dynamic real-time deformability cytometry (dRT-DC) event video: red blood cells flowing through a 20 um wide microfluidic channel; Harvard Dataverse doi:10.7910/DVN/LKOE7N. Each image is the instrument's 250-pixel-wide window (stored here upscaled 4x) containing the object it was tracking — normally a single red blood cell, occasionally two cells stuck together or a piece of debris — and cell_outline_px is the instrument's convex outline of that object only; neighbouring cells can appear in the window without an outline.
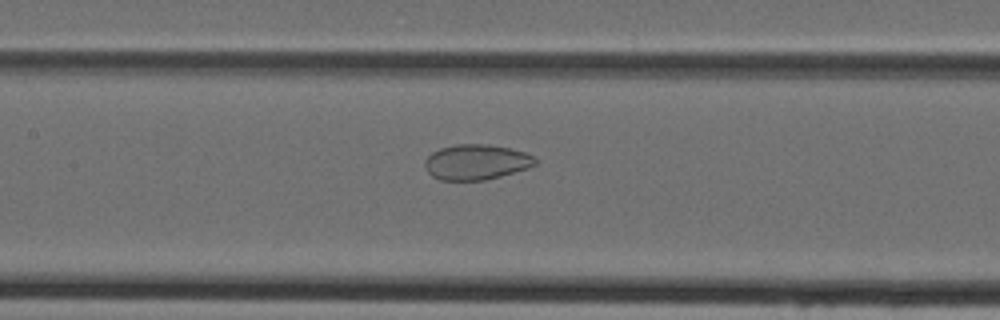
{"species": "Egyptian fruit bat (a non-hibernating species)", "species_latin": "Rousettus aegyptiacus", "temperature_condition": "cold", "stored_images_in_passage": 34, "camera_frame_rate_fps": 3000, "um_per_image_px": 0.085, "animal": {"sex": "female"}, "frame": {"image": 1, "passage_image": 13, "time_ms": 4.0, "image_size_px": [1000, 320], "cell_outline_px": [[536, 164], [528, 168], [500, 176], [484, 180], [440, 180], [432, 176], [424, 168], [424, 160], [432, 152], [440, 148], [456, 144], [488, 144], [508, 148], [524, 152], [532, 156], [536, 160]], "centroid_in_image_um": [40.44, 13.77], "position_along_channel_um": 167.0, "area_um2": 22.66}}
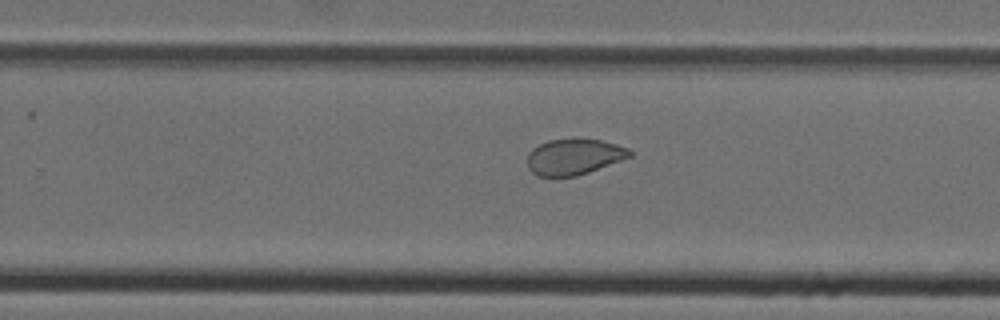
{"frame": {"image": 2, "passage_image": 21, "time_ms": 6.667, "image_size_px": [1000, 320], "cell_outline_px": [[632, 156], [588, 172], [576, 176], [536, 176], [528, 168], [528, 152], [532, 148], [548, 140], [600, 140], [628, 148], [632, 152]], "centroid_in_image_um": [48.76, 13.34], "position_along_channel_um": 281.0, "area_um2": 20.98}}
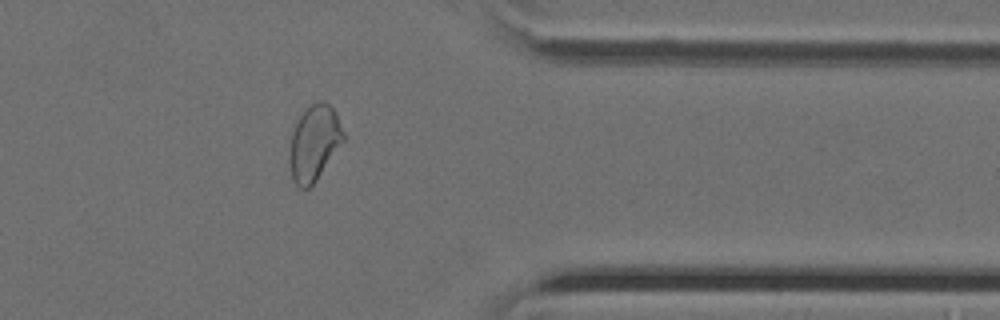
{"frame": {"image": 3, "passage_image": 29, "time_ms": 9.333, "image_size_px": [1000, 320], "cell_outline_px": [[344, 140], [316, 180], [308, 188], [300, 188], [292, 180], [288, 160], [288, 156], [292, 132], [300, 116], [312, 104], [320, 100], [324, 100], [336, 112], [344, 132]], "centroid_in_image_um": [26.69, 12.16], "position_along_channel_um": 384.7, "area_um2": 23.52}}